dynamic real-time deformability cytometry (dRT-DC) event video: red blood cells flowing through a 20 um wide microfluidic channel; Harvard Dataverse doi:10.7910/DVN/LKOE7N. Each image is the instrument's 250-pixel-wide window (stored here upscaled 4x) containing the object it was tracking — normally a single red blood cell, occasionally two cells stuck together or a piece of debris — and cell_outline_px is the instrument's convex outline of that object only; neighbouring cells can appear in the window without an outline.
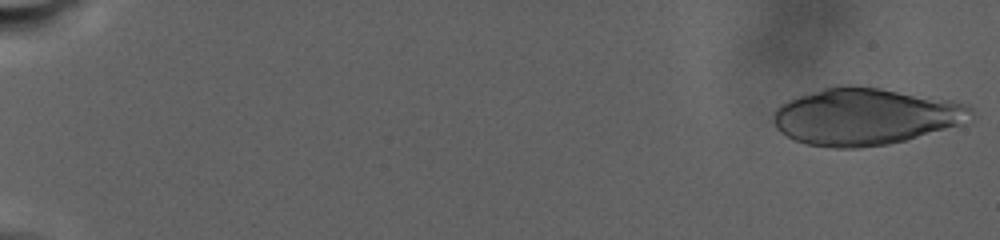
{"species": "human", "species_latin": "Homo sapiens", "temperature_condition": "warm", "stored_images_in_passage": 40, "camera_frame_rate_fps": 3000, "um_per_image_px": 0.085, "donor": {"sex": "male"}, "frame": {"image": 1, "passage_image": 1, "time_ms": 0.0, "image_size_px": [1000, 240], "cell_outline_px": [[972, 112], [960, 124], [904, 140], [888, 144], [860, 148], [832, 148], [808, 144], [796, 140], [780, 132], [776, 128], [772, 120], [772, 112], [780, 104], [788, 100], [836, 84], [856, 84], [952, 100], [968, 104], [972, 108]], "centroid_in_image_um": [73.48, 9.89], "position_along_channel_um": 11.5, "area_um2": 65.37}}
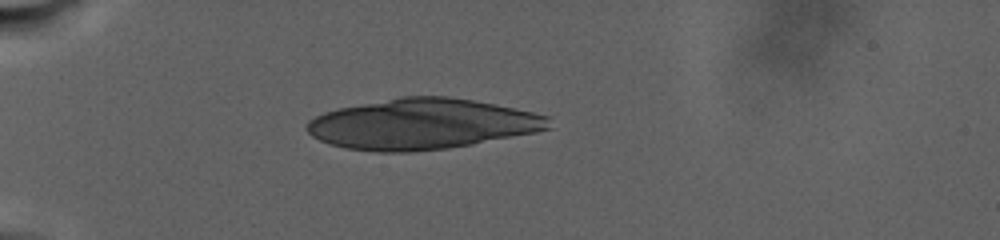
{"frame": {"image": 2, "passage_image": 34, "time_ms": 8.333, "image_size_px": [1000, 240], "cell_outline_px": [[552, 128], [536, 132], [472, 144], [448, 148], [412, 152], [380, 152], [344, 148], [320, 140], [312, 136], [308, 132], [308, 120], [324, 112], [336, 108], [400, 96], [448, 96], [496, 104], [532, 112], [548, 116]], "centroid_in_image_um": [35.87, 10.54], "position_along_channel_um": 49.1, "area_um2": 71.27}}